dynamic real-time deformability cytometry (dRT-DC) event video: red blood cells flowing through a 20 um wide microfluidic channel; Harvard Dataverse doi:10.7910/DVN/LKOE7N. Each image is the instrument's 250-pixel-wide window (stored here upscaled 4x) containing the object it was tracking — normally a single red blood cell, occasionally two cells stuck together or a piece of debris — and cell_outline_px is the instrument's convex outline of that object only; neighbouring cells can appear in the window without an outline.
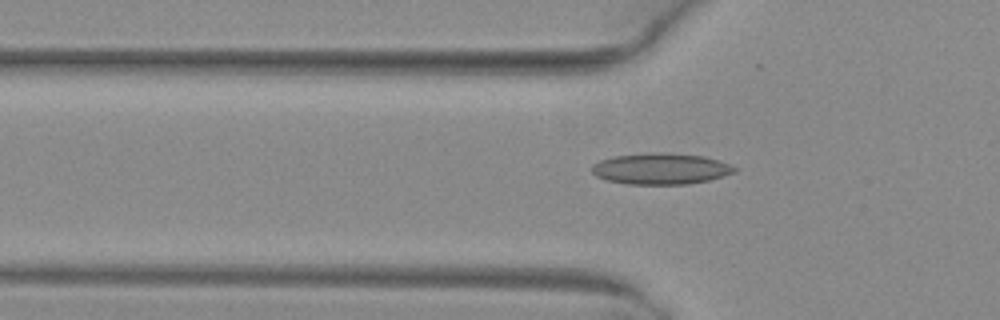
{"species": "common noctule bat (a hibernating species)", "species_latin": "Nyctalus noctula", "temperature_condition": "warm", "stored_images_in_passage": 40, "camera_frame_rate_fps": 3000, "um_per_image_px": 0.085, "animal": {"sex": "female", "body_mass_g": 29.2, "forearm_length_mm": 56.3}, "frame": {"image": 1, "passage_image": 6, "time_ms": 1.667, "image_size_px": [1000, 320], "cell_outline_px": [[736, 172], [724, 176], [708, 180], [688, 184], [628, 184], [608, 180], [596, 176], [592, 172], [592, 164], [600, 160], [612, 156], [648, 152], [664, 152], [704, 156], [728, 164], [736, 168]], "centroid_in_image_um": [56.14, 14.33], "position_along_channel_um": 69.7, "area_um2": 25.95}}
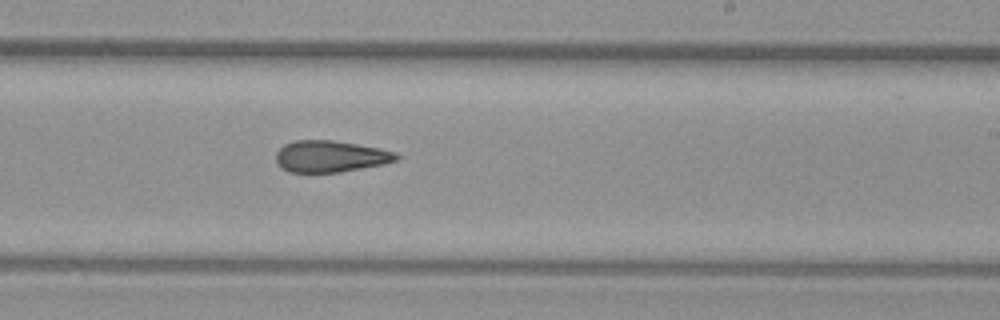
{"frame": {"image": 2, "passage_image": 20, "time_ms": 6.333, "image_size_px": [1000, 320], "cell_outline_px": [[400, 156], [396, 160], [384, 164], [340, 172], [288, 172], [280, 168], [276, 160], [276, 152], [284, 144], [296, 140], [332, 140], [380, 148], [396, 152]], "centroid_in_image_um": [28.07, 13.29], "position_along_channel_um": 260.9, "area_um2": 22.2}}
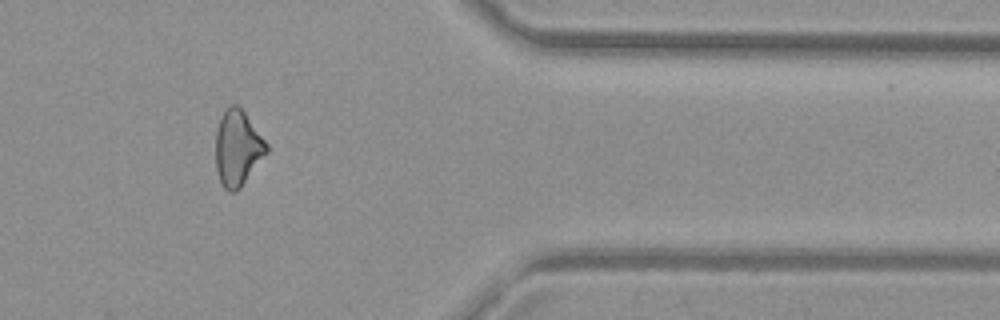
{"frame": {"image": 3, "passage_image": 31, "time_ms": 10.0, "image_size_px": [1000, 320], "cell_outline_px": [[268, 152], [240, 188], [236, 192], [228, 192], [220, 184], [216, 168], [216, 132], [220, 116], [228, 104], [236, 104], [244, 112], [268, 144]], "centroid_in_image_um": [20.18, 12.6], "position_along_channel_um": 391.2, "area_um2": 22.54}}